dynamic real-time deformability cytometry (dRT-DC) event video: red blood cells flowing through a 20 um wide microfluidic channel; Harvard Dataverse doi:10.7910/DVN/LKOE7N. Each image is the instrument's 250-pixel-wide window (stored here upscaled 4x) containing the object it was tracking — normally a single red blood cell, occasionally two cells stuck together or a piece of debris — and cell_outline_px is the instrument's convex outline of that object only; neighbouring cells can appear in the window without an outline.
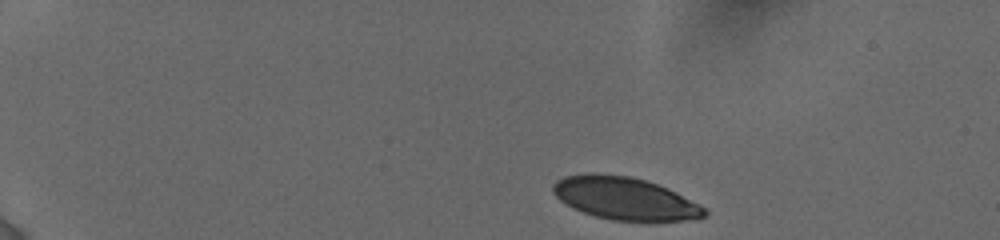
{"species": "human", "species_latin": "Homo sapiens", "temperature_condition": "cold", "stored_images_in_passage": 45, "camera_frame_rate_fps": 3000, "um_per_image_px": 0.085, "donor": {"sex": "female"}, "frame": {"image": 1, "passage_image": 1, "time_ms": 0.0, "image_size_px": [1000, 240], "cell_outline_px": [[708, 212], [704, 216], [684, 220], [612, 220], [596, 216], [572, 208], [560, 200], [552, 192], [552, 184], [556, 180], [564, 176], [584, 172], [596, 172], [628, 176], [644, 180], [668, 188], [700, 204]], "centroid_in_image_um": [53.04, 16.83], "position_along_channel_um": 32.0, "area_um2": 37.45}}
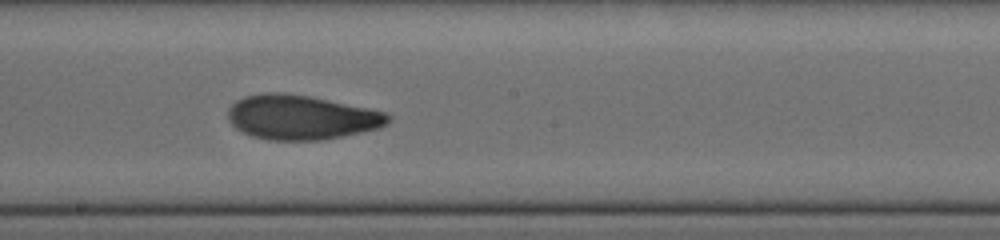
{"frame": {"image": 2, "passage_image": 25, "time_ms": 7.667, "image_size_px": [1000, 240], "cell_outline_px": [[392, 120], [388, 124], [380, 128], [320, 140], [268, 140], [252, 136], [236, 128], [228, 120], [228, 108], [236, 100], [244, 96], [264, 92], [284, 92], [308, 96], [388, 112], [392, 116]], "centroid_in_image_um": [25.61, 9.96], "position_along_channel_um": 222.6, "area_um2": 41.62}}
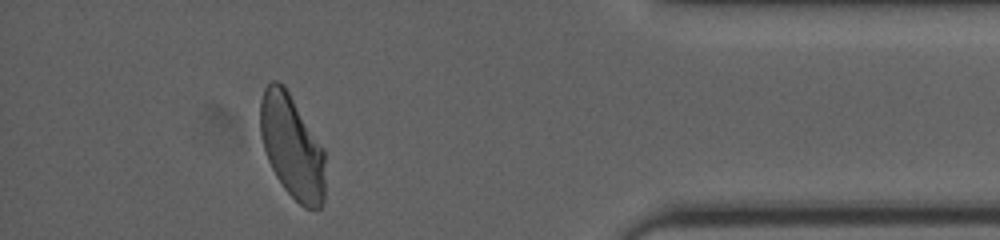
{"frame": {"image": 3, "passage_image": 41, "time_ms": 13.333, "image_size_px": [1000, 240], "cell_outline_px": [[324, 204], [320, 208], [304, 208], [284, 188], [276, 176], [268, 160], [260, 136], [260, 100], [264, 88], [272, 80], [276, 80], [284, 84], [324, 148]], "centroid_in_image_um": [24.81, 12.44], "position_along_channel_um": 410.4, "area_um2": 39.25}, "authors_computed_cell_mechanics": {"area_um2": 40.2288, "velocity_mm_per_s": 3.855, "shape_relaxation_time_tau1_ms": 4.8566, "shape_relaxation_time_tau2_ms": 1.6153, "deformation_change_tau1": 0.1837, "deformation_change_tau2": 0.0768}}